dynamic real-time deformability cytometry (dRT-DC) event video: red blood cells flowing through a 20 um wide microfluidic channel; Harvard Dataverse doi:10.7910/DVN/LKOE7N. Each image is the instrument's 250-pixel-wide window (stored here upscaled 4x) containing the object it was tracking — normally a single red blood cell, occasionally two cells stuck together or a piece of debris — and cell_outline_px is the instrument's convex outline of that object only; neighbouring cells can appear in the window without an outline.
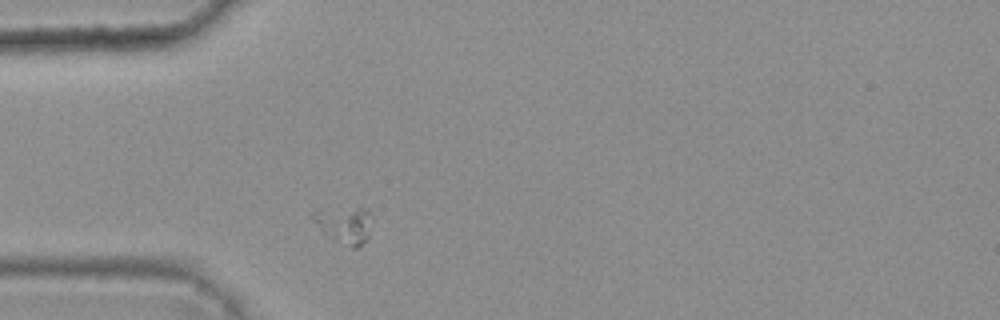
{"species": "common noctule bat (a hibernating species)", "species_latin": "Nyctalus noctula", "temperature_condition": "warm", "stored_images_in_passage": 1, "camera_frame_rate_fps": 3000, "um_per_image_px": 0.085, "animal": {"sex": "female", "body_mass_g": 25.1}, "frame": {"image": 1, "passage_image": 1, "time_ms": 0.0, "image_size_px": [1000, 320], "cell_outline_px": [[368, 236], [356, 248], [352, 248], [332, 240], [324, 236], [312, 220], [312, 212], [360, 208], [368, 208]], "centroid_in_image_um": [29.2, 19.17], "position_along_channel_um": 55.8, "area_um2": 12.08}}